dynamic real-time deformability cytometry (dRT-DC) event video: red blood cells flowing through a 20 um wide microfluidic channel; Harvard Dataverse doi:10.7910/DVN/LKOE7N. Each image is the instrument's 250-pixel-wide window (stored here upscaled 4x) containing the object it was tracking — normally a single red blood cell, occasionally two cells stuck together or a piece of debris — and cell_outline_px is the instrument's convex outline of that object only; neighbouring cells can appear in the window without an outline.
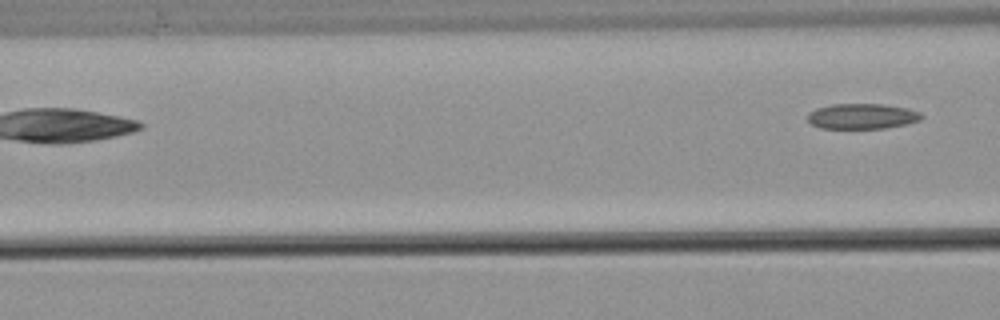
{"species": "common noctule bat (a hibernating species)", "species_latin": "Nyctalus noctula", "temperature_condition": "warm", "stored_images_in_passage": 4, "camera_frame_rate_fps": 3000, "um_per_image_px": 0.085, "animal": {"sex": "male", "body_mass_g": 21.5, "forearm_length_mm": 52.0}, "frame": {"image": 1, "passage_image": 4, "time_ms": 3.667, "image_size_px": [1000, 320], "cell_outline_px": [[924, 116], [920, 120], [908, 124], [888, 128], [820, 128], [812, 124], [808, 120], [808, 112], [816, 108], [832, 104], [884, 104], [908, 108], [920, 112]], "centroid_in_image_um": [73.31, 9.88], "position_along_channel_um": 93.3, "area_um2": 16.99}}